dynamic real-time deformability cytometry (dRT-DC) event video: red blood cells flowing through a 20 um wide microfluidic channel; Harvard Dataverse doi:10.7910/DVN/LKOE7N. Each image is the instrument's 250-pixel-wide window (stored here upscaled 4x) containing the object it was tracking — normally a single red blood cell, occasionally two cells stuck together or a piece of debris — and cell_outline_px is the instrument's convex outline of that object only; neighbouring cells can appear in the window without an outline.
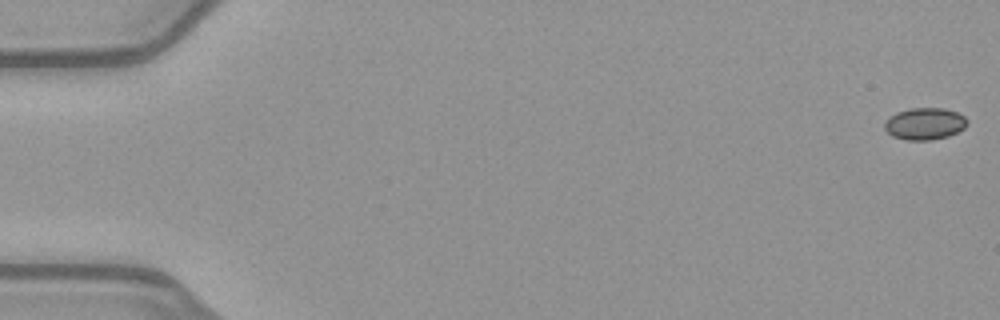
{"species": "common noctule bat (a hibernating species)", "species_latin": "Nyctalus noctula", "temperature_condition": "warm", "stored_images_in_passage": 52, "camera_frame_rate_fps": 3000, "um_per_image_px": 0.085, "animal": {"sex": "female", "body_mass_g": 21.9}, "frame": {"image": 1, "passage_image": 1, "time_ms": 0.0, "image_size_px": [1000, 320], "cell_outline_px": [[968, 124], [964, 128], [948, 136], [928, 140], [908, 140], [892, 136], [884, 128], [884, 124], [896, 112], [912, 108], [944, 108], [956, 112], [964, 116], [968, 120]], "centroid_in_image_um": [78.62, 10.51], "position_along_channel_um": 6.4, "area_um2": 15.2}}
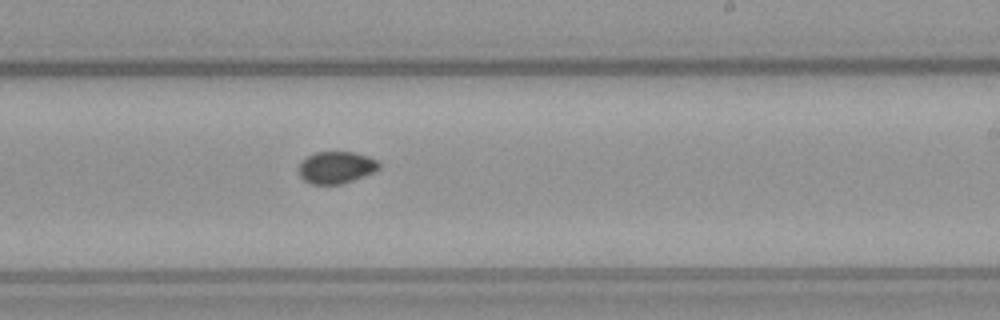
{"frame": {"image": 2, "passage_image": 32, "time_ms": 10.333, "image_size_px": [1000, 320], "cell_outline_px": [[380, 168], [364, 176], [340, 184], [312, 184], [304, 180], [300, 176], [296, 168], [300, 160], [316, 152], [352, 152], [368, 156], [376, 160], [380, 164]], "centroid_in_image_um": [28.52, 14.23], "position_along_channel_um": 260.5, "area_um2": 15.03}}
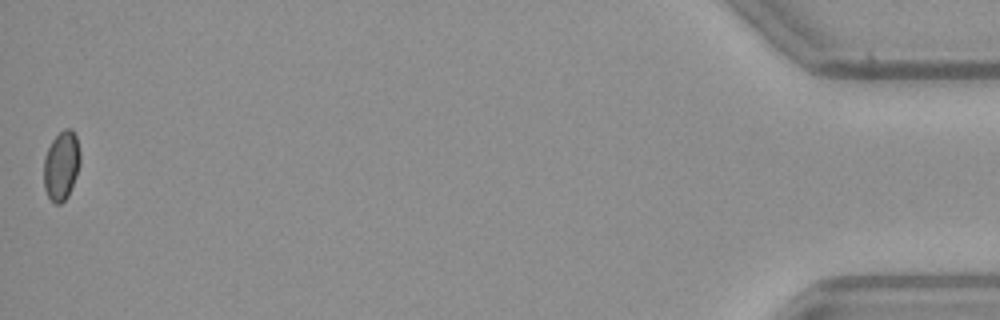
{"frame": {"image": 3, "passage_image": 52, "time_ms": 17.0, "image_size_px": [1000, 320], "cell_outline_px": [[80, 164], [76, 176], [68, 196], [60, 204], [56, 204], [48, 196], [44, 188], [44, 156], [52, 140], [64, 128], [72, 128], [76, 136], [80, 152]], "centroid_in_image_um": [5.22, 14.05], "position_along_channel_um": 430.0, "area_um2": 14.68}, "authors_computed_cell_mechanics": {"area_um2": 15.2014, "velocity_mm_per_s": 4.0195, "shape_relaxation_time_tau1_ms": null, "shape_relaxation_time_tau2_ms": 4.1571, "deformation_change_tau1": null, "deformation_change_tau2": 0.0296}}